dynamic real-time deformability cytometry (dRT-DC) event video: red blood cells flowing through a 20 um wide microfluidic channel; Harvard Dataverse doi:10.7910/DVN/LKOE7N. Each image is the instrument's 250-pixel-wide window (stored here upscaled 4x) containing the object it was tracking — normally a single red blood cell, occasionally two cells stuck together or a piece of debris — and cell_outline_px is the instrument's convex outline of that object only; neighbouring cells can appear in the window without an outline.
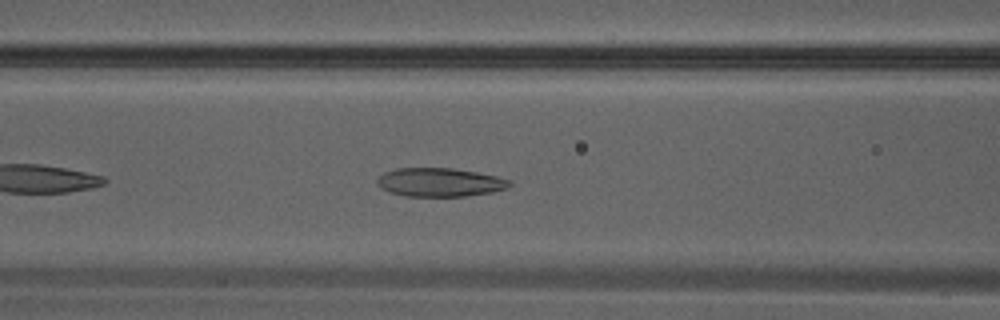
{"species": "Egyptian fruit bat (a non-hibernating species)", "species_latin": "Rousettus aegyptiacus", "temperature_condition": "warm", "stored_images_in_passage": 36, "camera_frame_rate_fps": 3000, "um_per_image_px": 0.085, "animal": {"sex": "male"}, "frame": {"image": 1, "passage_image": 16, "time_ms": 5.0, "image_size_px": [1000, 320], "cell_outline_px": [[512, 184], [508, 188], [492, 192], [464, 196], [404, 196], [388, 192], [380, 188], [376, 184], [376, 180], [384, 172], [396, 168], [452, 168], [476, 172], [496, 176], [512, 180]], "centroid_in_image_um": [37.36, 15.49], "position_along_channel_um": 129.2, "area_um2": 22.25}}
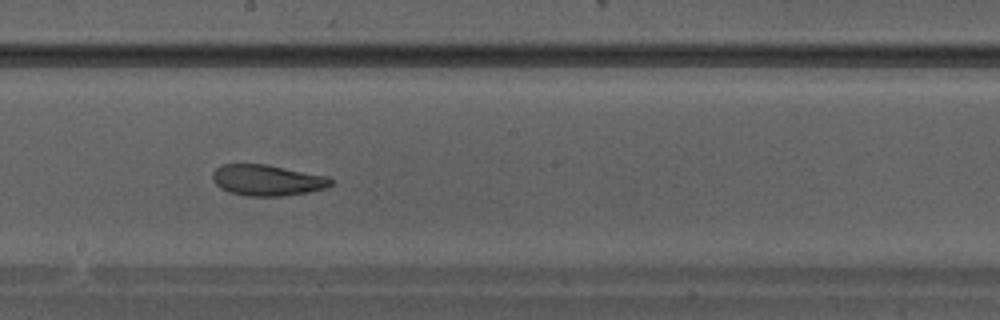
{"frame": {"image": 2, "passage_image": 21, "time_ms": 6.667, "image_size_px": [1000, 320], "cell_outline_px": [[332, 184], [324, 188], [308, 192], [284, 196], [248, 196], [228, 192], [220, 188], [212, 180], [212, 172], [216, 168], [224, 164], [268, 164], [328, 176], [332, 180]], "centroid_in_image_um": [22.69, 15.31], "position_along_channel_um": 225.5, "area_um2": 21.5}}